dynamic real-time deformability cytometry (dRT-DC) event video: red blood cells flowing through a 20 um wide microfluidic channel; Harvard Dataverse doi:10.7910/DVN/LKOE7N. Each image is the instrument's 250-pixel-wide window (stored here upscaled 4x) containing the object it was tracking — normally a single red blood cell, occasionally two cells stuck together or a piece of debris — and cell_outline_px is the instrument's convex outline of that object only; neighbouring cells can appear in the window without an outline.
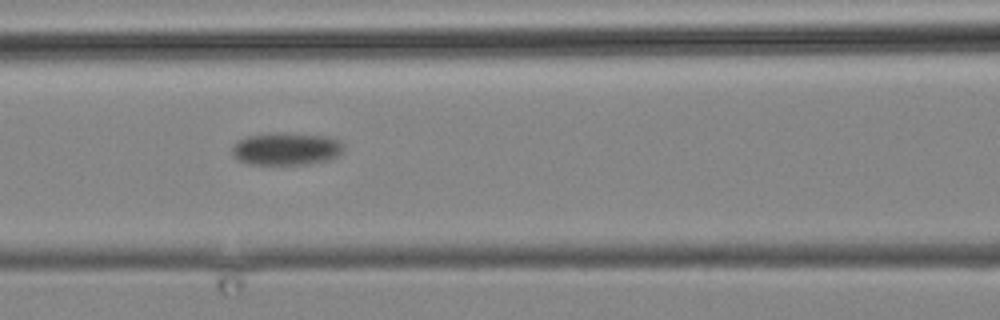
{"species": "common noctule bat (a hibernating species)", "species_latin": "Nyctalus noctula", "temperature_condition": "cold", "stored_images_in_passage": 14, "camera_frame_rate_fps": 3000, "um_per_image_px": 0.085, "animal": {"sex": "male", "body_mass_g": 19.2, "forearm_length_mm": 51.8}, "frame": {"image": 1, "passage_image": 12, "time_ms": 13.667, "image_size_px": [1000, 320], "cell_outline_px": [[344, 148], [336, 156], [328, 160], [308, 164], [248, 164], [236, 160], [232, 156], [232, 148], [236, 140], [248, 136], [276, 132], [280, 132], [328, 136], [340, 140], [344, 144]], "centroid_in_image_um": [24.3, 12.64], "position_along_channel_um": 142.3, "area_um2": 21.44}}